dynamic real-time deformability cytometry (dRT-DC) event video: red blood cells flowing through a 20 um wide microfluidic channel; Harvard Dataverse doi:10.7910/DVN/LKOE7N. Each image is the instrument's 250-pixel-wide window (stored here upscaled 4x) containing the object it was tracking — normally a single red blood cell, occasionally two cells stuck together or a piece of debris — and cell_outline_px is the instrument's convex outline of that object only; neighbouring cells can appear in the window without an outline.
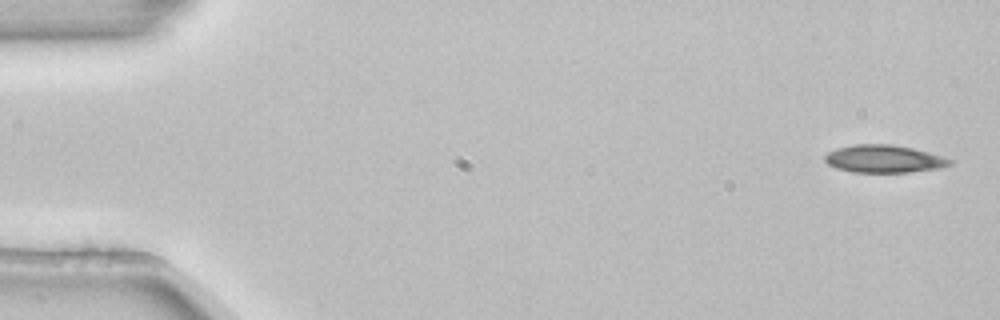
{"species": "common noctule bat (a hibernating species)", "species_latin": "Nyctalus noctula", "temperature_condition": "room temperature", "stored_images_in_passage": 4, "camera_frame_rate_fps": 3000, "um_per_image_px": 0.085, "animal": {"sex": "female", "body_mass_g": 22.7, "forearm_length_mm": 54.2}, "frame": {"image": 1, "passage_image": 1, "time_ms": 0.0, "image_size_px": [1000, 320], "cell_outline_px": [[952, 164], [940, 168], [908, 172], [852, 172], [836, 168], [828, 164], [824, 160], [824, 156], [828, 152], [836, 148], [856, 144], [892, 144], [912, 148], [928, 152], [952, 160]], "centroid_in_image_um": [75.1, 13.5], "position_along_channel_um": 9.9, "area_um2": 20.06}}
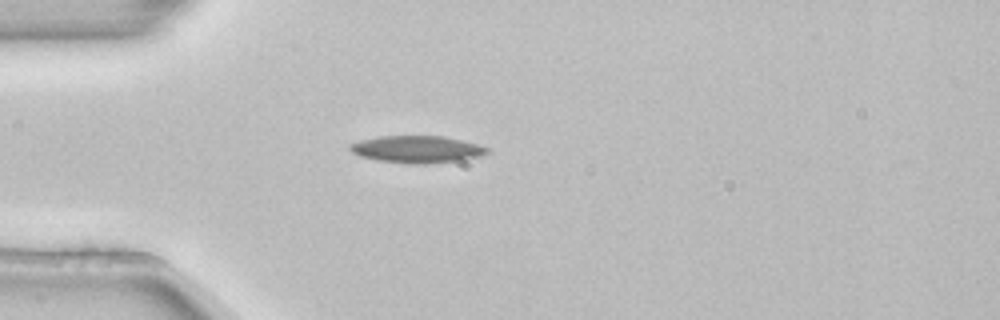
{"frame": {"image": 2, "passage_image": 4, "time_ms": 1.0, "image_size_px": [1000, 320], "cell_outline_px": [[492, 152], [480, 156], [460, 160], [424, 164], [416, 164], [380, 160], [360, 156], [352, 152], [348, 148], [348, 144], [360, 140], [380, 136], [444, 136], [476, 144], [488, 148]], "centroid_in_image_um": [35.44, 12.68], "position_along_channel_um": 49.6, "area_um2": 21.5}}